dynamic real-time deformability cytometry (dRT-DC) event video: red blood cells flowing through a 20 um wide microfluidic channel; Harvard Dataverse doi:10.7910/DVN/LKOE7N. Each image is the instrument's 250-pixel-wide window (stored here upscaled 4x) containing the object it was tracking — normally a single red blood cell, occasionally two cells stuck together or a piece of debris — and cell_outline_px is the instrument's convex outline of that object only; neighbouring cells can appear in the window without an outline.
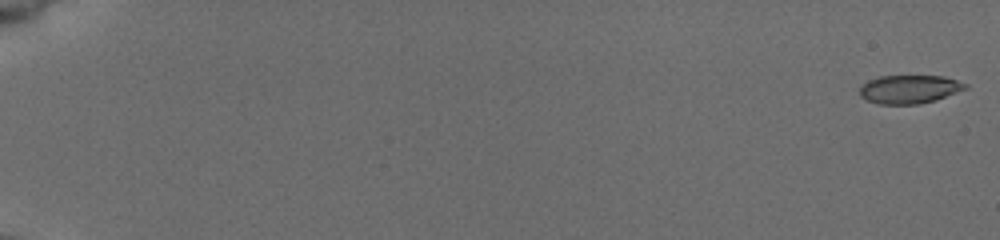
{"species": "common noctule bat (a hibernating species)", "species_latin": "Nyctalus noctula", "temperature_condition": "cold", "stored_images_in_passage": 55, "camera_frame_rate_fps": 3000, "um_per_image_px": 0.085, "animal": {"sex": "female", "body_mass_g": 19.5, "forearm_length_mm": 54.1}, "frame": {"image": 1, "passage_image": 1, "time_ms": 0.0, "image_size_px": [1000, 240], "cell_outline_px": [[968, 88], [936, 100], [920, 104], [876, 104], [860, 96], [860, 88], [868, 80], [880, 76], [944, 76], [968, 84]], "centroid_in_image_um": [77.31, 7.59], "position_along_channel_um": 7.7, "area_um2": 17.51}}
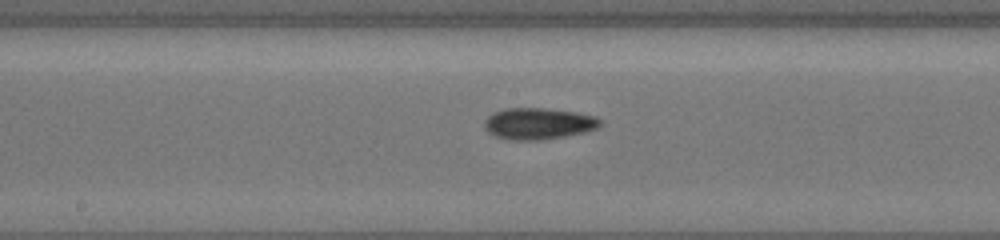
{"frame": {"image": 2, "passage_image": 32, "time_ms": 10.333, "image_size_px": [1000, 240], "cell_outline_px": [[604, 120], [596, 128], [584, 132], [564, 136], [540, 140], [512, 140], [496, 136], [488, 132], [484, 128], [484, 120], [492, 112], [504, 108], [544, 108], [576, 112], [596, 116]], "centroid_in_image_um": [45.75, 10.49], "position_along_channel_um": 202.5, "area_um2": 21.33}}
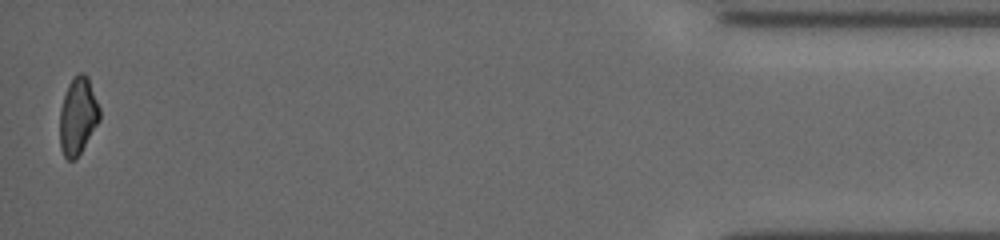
{"frame": {"image": 3, "passage_image": 55, "time_ms": 18.0, "image_size_px": [1000, 240], "cell_outline_px": [[100, 120], [80, 152], [72, 160], [68, 160], [64, 156], [60, 148], [60, 108], [68, 84], [80, 72], [84, 72], [88, 76], [100, 108]], "centroid_in_image_um": [6.62, 9.84], "position_along_channel_um": 428.6, "area_um2": 17.74}, "authors_computed_cell_mechanics": {"area_um2": 18.9584, "velocity_mm_per_s": 3.8936, "shape_relaxation_time_tau1_ms": 2.4861, "shape_relaxation_time_tau2_ms": 6.6365, "deformation_change_tau1": 0.1119, "deformation_change_tau2": 0.1486}}